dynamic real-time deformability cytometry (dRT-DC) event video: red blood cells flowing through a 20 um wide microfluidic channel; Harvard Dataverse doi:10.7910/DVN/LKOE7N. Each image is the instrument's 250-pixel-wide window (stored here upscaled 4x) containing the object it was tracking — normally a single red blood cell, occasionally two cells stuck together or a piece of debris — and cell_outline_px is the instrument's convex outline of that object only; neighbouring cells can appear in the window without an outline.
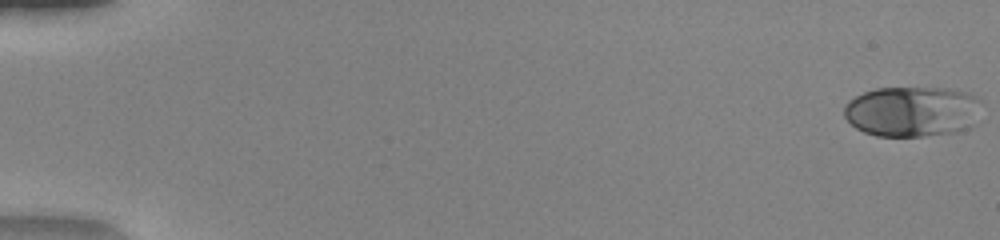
{"species": "human", "species_latin": "Homo sapiens", "temperature_condition": "warm", "stored_images_in_passage": 51, "camera_frame_rate_fps": 3000, "um_per_image_px": 0.085, "donor": {"sex": "female"}, "frame": {"image": 1, "passage_image": 1, "time_ms": 0.0, "image_size_px": [1000, 240], "cell_outline_px": [[980, 100], [972, 128], [956, 132], [924, 136], [876, 136], [864, 132], [856, 128], [844, 116], [844, 108], [848, 100], [864, 92], [876, 88], [956, 88], [968, 92]], "centroid_in_image_um": [77.53, 9.47], "position_along_channel_um": 7.5, "area_um2": 40.58}}
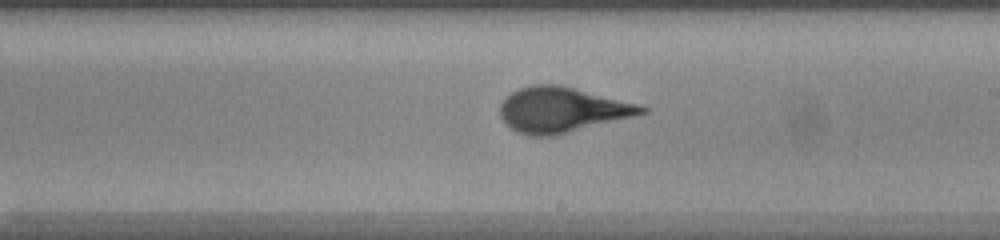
{"frame": {"image": 2, "passage_image": 31, "time_ms": 10.0, "image_size_px": [1000, 240], "cell_outline_px": [[648, 112], [556, 136], [532, 136], [516, 132], [500, 116], [500, 104], [512, 92], [520, 88], [532, 84], [560, 84], [640, 104], [648, 108]], "centroid_in_image_um": [47.78, 9.33], "position_along_channel_um": 241.2, "area_um2": 37.22}}
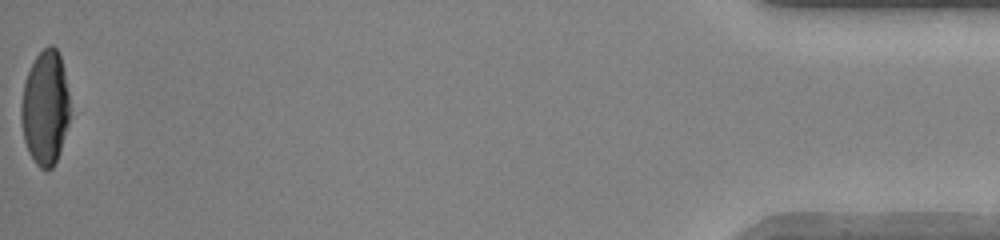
{"frame": {"image": 3, "passage_image": 51, "time_ms": 16.667, "image_size_px": [1000, 240], "cell_outline_px": [[68, 124], [56, 160], [52, 168], [48, 172], [40, 168], [36, 164], [28, 152], [24, 140], [20, 120], [20, 104], [24, 84], [28, 72], [36, 56], [48, 44], [52, 44], [56, 48], [60, 56], [64, 72], [68, 92]], "centroid_in_image_um": [3.81, 9.18], "position_along_channel_um": 431.4, "area_um2": 32.37}, "authors_computed_cell_mechanics": {"area_um2": 36.4718, "velocity_mm_per_s": 4.1666, "shape_relaxation_time_tau1_ms": 4.1465, "shape_relaxation_time_tau2_ms": null, "deformation_change_tau1": 0.2233, "deformation_change_tau2": null}}